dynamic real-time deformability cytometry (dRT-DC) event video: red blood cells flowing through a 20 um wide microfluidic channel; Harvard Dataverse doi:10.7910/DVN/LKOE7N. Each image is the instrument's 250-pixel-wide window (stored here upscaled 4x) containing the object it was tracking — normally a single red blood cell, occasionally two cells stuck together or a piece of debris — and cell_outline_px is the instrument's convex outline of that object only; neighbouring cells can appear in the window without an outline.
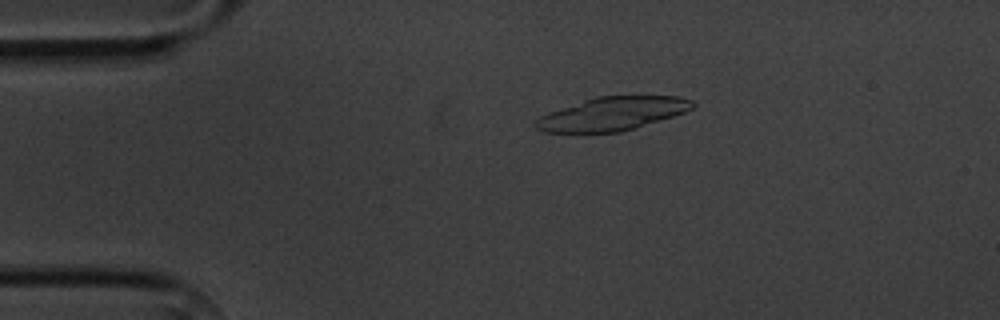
{"species": "common noctule bat (a hibernating species)", "species_latin": "Nyctalus noctula", "temperature_condition": "cold", "stored_images_in_passage": 5, "camera_frame_rate_fps": 3000, "um_per_image_px": 0.085, "animal": {"sex": "male", "body_mass_g": 20.1, "forearm_length_mm": 53.5}, "frame": {"image": 1, "passage_image": 2, "time_ms": 1.333, "image_size_px": [1000, 320], "cell_outline_px": [[696, 104], [692, 108], [684, 112], [672, 116], [620, 132], [544, 132], [536, 128], [532, 124], [540, 116], [548, 112], [596, 96], [680, 96], [692, 100]], "centroid_in_image_um": [52.02, 9.66], "position_along_channel_um": 33.0, "area_um2": 30.23}}